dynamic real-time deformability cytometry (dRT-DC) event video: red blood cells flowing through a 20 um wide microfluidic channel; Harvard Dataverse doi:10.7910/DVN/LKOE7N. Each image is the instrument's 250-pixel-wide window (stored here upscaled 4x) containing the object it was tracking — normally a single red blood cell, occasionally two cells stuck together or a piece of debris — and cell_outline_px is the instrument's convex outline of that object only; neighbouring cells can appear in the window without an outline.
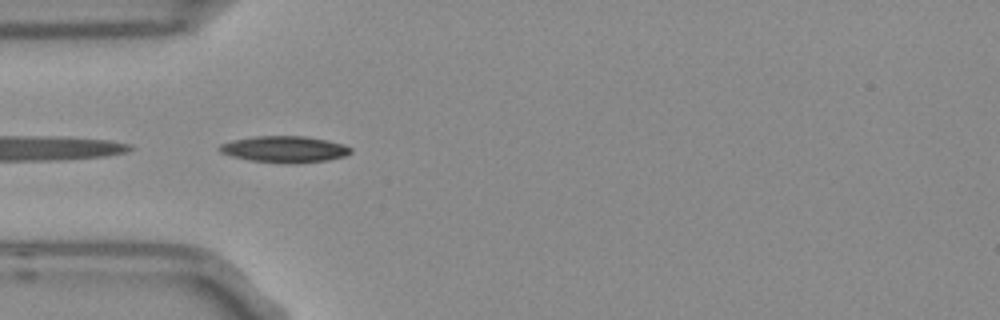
{"species": "Egyptian fruit bat (a non-hibernating species)", "species_latin": "Rousettus aegyptiacus", "temperature_condition": "room temperature", "stored_images_in_passage": 13, "camera_frame_rate_fps": 3000, "um_per_image_px": 0.085, "frame": {"image": 1, "passage_image": 1, "time_ms": 0.0, "image_size_px": [1000, 320], "cell_outline_px": [[352, 152], [344, 156], [328, 160], [284, 164], [252, 160], [232, 156], [220, 152], [216, 148], [220, 144], [232, 140], [256, 136], [304, 136], [328, 140], [344, 144], [352, 148]], "centroid_in_image_um": [24.19, 12.68], "position_along_channel_um": 60.8, "area_um2": 20.23}}